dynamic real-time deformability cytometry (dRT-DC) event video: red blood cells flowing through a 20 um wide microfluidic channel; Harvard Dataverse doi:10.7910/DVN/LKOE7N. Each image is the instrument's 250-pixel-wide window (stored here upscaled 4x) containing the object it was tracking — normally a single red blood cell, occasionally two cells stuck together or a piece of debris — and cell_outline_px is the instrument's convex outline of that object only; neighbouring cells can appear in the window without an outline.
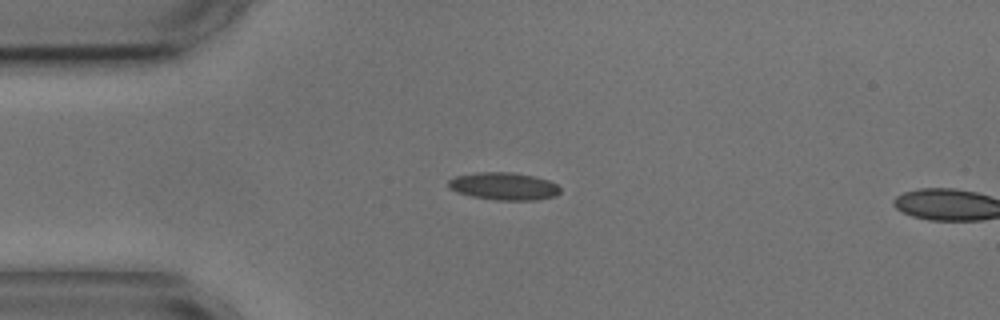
{"species": "common noctule bat (a hibernating species)", "species_latin": "Nyctalus noctula", "temperature_condition": "cold", "stored_images_in_passage": 2, "camera_frame_rate_fps": 3000, "um_per_image_px": 0.085, "animal": {"sex": "male", "body_mass_g": 17.9, "forearm_length_mm": 54.2}, "frame": {"image": 1, "passage_image": 1, "time_ms": 0.0, "image_size_px": [1000, 320], "cell_outline_px": [[560, 192], [556, 196], [536, 200], [496, 200], [472, 196], [456, 192], [448, 188], [448, 180], [456, 176], [480, 172], [512, 172], [532, 176], [548, 180], [556, 184], [560, 188]], "centroid_in_image_um": [42.82, 15.83], "position_along_channel_um": 42.2, "area_um2": 17.92}}